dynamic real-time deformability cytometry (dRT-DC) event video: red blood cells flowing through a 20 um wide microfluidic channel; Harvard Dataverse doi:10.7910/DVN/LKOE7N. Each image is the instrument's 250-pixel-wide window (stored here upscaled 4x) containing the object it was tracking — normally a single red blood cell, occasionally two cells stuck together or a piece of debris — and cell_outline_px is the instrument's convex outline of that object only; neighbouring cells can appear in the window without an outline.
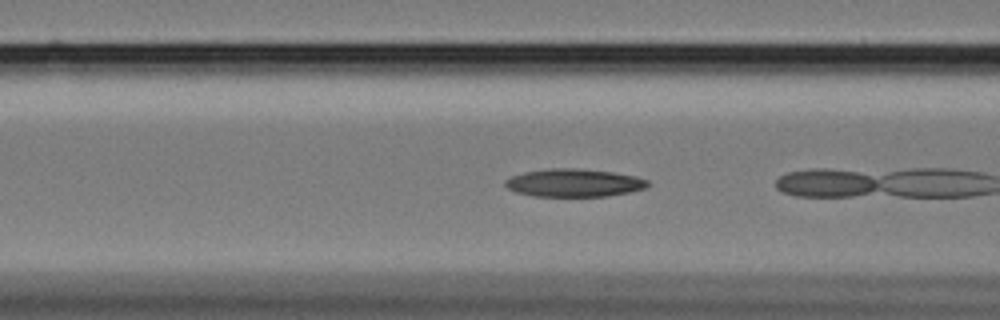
{"species": "Egyptian fruit bat (a non-hibernating species)", "species_latin": "Rousettus aegyptiacus", "temperature_condition": "cold", "stored_images_in_passage": 5, "camera_frame_rate_fps": 3000, "um_per_image_px": 0.085, "animal": {"sex": "female"}, "frame": {"image": 1, "passage_image": 4, "time_ms": 1.0, "image_size_px": [1000, 320], "cell_outline_px": [[652, 184], [644, 188], [628, 192], [608, 196], [532, 196], [516, 192], [508, 188], [504, 184], [504, 180], [512, 176], [524, 172], [548, 168], [576, 168], [612, 172], [636, 176], [648, 180]], "centroid_in_image_um": [48.78, 15.54], "position_along_channel_um": 117.8, "area_um2": 23.24}}